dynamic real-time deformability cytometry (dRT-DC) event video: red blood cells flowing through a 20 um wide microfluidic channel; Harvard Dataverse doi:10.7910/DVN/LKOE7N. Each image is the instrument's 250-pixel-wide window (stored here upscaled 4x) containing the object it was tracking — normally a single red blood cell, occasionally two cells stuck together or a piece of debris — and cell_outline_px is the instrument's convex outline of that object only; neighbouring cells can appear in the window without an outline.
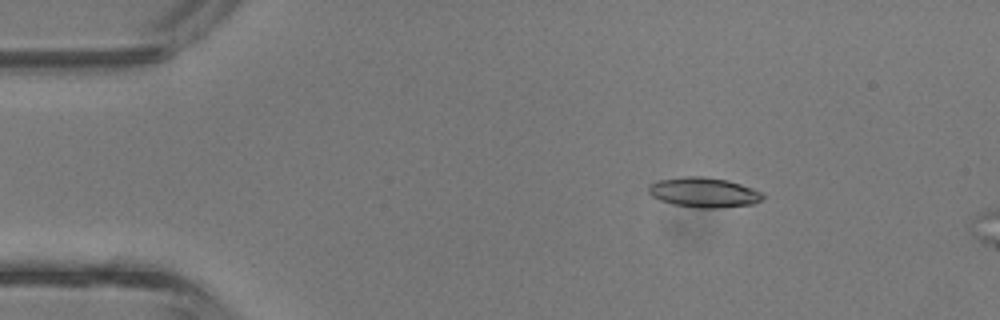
{"species": "common noctule bat (a hibernating species)", "species_latin": "Nyctalus noctula", "temperature_condition": "room temperature", "stored_images_in_passage": 9, "camera_frame_rate_fps": 3000, "um_per_image_px": 0.085, "animal": {"sex": "male", "body_mass_g": 13.3}, "frame": {"image": 1, "passage_image": 2, "time_ms": 0.333, "image_size_px": [1000, 320], "cell_outline_px": [[764, 196], [760, 200], [752, 204], [720, 208], [696, 208], [672, 204], [660, 200], [652, 196], [648, 192], [648, 184], [656, 180], [684, 176], [704, 176], [728, 180], [752, 188], [760, 192]], "centroid_in_image_um": [59.77, 16.35], "position_along_channel_um": 25.2, "area_um2": 20.06}}